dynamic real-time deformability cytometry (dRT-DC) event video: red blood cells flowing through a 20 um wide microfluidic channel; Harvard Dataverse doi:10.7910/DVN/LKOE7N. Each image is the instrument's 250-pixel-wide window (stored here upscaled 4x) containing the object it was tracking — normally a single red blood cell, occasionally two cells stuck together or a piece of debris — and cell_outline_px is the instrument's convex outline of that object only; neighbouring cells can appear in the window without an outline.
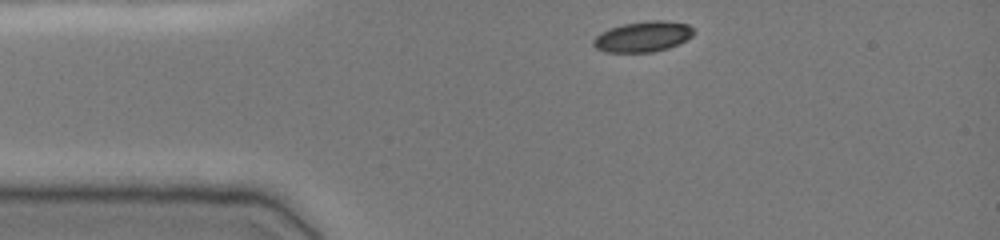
{"species": "common noctule bat (a hibernating species)", "species_latin": "Nyctalus noctula", "temperature_condition": "cold", "stored_images_in_passage": 34, "camera_frame_rate_fps": 3000, "um_per_image_px": 0.085, "animal": {"sex": "female", "body_mass_g": 19.0, "forearm_length_mm": 51.5}, "frame": {"image": 1, "passage_image": 1, "time_ms": 0.0, "image_size_px": [1000, 240], "cell_outline_px": [[696, 32], [692, 36], [668, 48], [652, 52], [604, 52], [596, 48], [592, 44], [592, 40], [600, 32], [624, 24], [648, 20], [664, 20], [688, 24]], "centroid_in_image_um": [54.64, 3.11], "position_along_channel_um": 30.4, "area_um2": 17.8}}
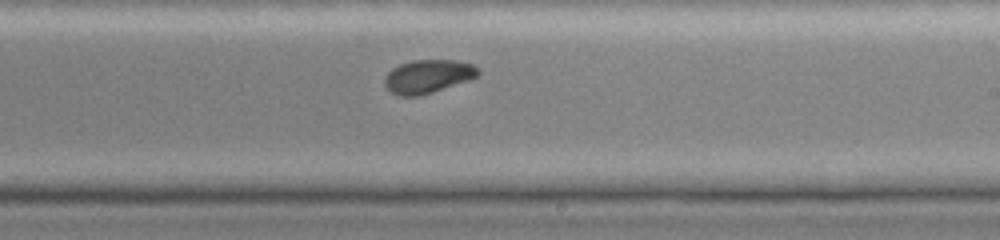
{"frame": {"image": 2, "passage_image": 21, "time_ms": 6.667, "image_size_px": [1000, 240], "cell_outline_px": [[480, 72], [472, 80], [420, 96], [400, 96], [392, 92], [384, 84], [384, 76], [392, 68], [400, 64], [412, 60], [456, 60], [472, 64], [480, 68]], "centroid_in_image_um": [36.4, 6.49], "position_along_channel_um": 252.6, "area_um2": 18.44}}
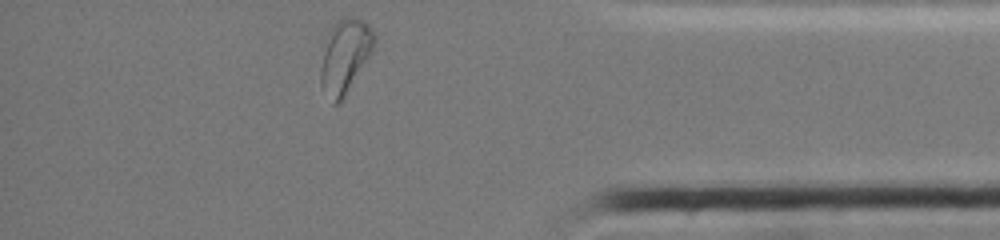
{"frame": {"image": 3, "passage_image": 34, "time_ms": 11.0, "image_size_px": [1000, 240], "cell_outline_px": [[376, 40], [368, 56], [344, 96], [336, 104], [332, 104], [320, 84], [320, 68], [328, 32], [344, 16], [352, 16], [364, 20], [372, 28], [376, 36]], "centroid_in_image_um": [29.31, 4.72], "position_along_channel_um": 405.9, "area_um2": 22.43}, "authors_computed_cell_mechanics": {"area_um2": 18.6983, "velocity_mm_per_s": 3.8952, "shape_relaxation_time_tau1_ms": 3.8658, "shape_relaxation_time_tau2_ms": null, "deformation_change_tau1": 0.1231, "deformation_change_tau2": null}}